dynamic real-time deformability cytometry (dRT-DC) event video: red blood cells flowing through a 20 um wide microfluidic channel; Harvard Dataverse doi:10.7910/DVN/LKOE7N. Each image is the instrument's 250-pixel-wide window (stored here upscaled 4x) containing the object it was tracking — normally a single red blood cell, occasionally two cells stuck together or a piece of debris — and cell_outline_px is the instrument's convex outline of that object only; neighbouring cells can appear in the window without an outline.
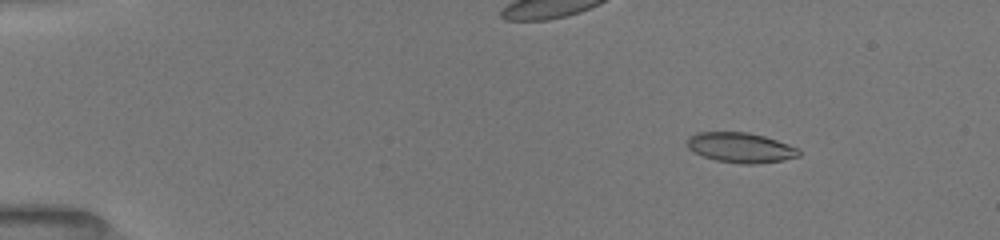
{"species": "common noctule bat (a hibernating species)", "species_latin": "Nyctalus noctula", "temperature_condition": "room temperature", "stored_images_in_passage": 53, "camera_frame_rate_fps": 3000, "um_per_image_px": 0.085, "animal": {"sex": "female", "body_mass_g": 19.5, "forearm_length_mm": 54.1}, "frame": {"image": 1, "passage_image": 8, "time_ms": 2.333, "image_size_px": [1000, 240], "cell_outline_px": [[800, 156], [784, 160], [756, 164], [740, 164], [716, 160], [704, 156], [688, 148], [688, 136], [696, 132], [748, 132], [764, 136], [800, 148]], "centroid_in_image_um": [62.98, 12.54], "position_along_channel_um": 22.0, "area_um2": 19.59}}
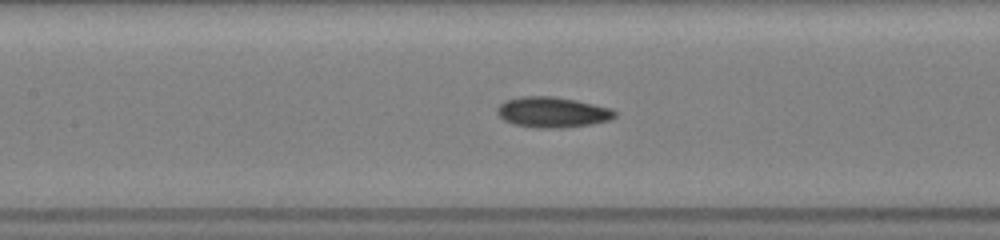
{"frame": {"image": 2, "passage_image": 26, "time_ms": 8.333, "image_size_px": [1000, 240], "cell_outline_px": [[616, 116], [608, 120], [592, 124], [560, 128], [540, 128], [512, 124], [504, 120], [496, 112], [496, 108], [500, 104], [508, 100], [524, 96], [552, 96], [576, 100], [612, 108], [616, 112]], "centroid_in_image_um": [46.96, 9.54], "position_along_channel_um": 160.4, "area_um2": 20.87}}
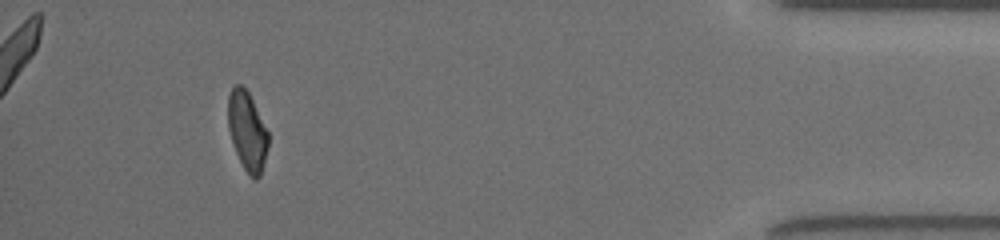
{"frame": {"image": 3, "passage_image": 49, "time_ms": 16.0, "image_size_px": [1000, 240], "cell_outline_px": [[268, 148], [260, 176], [256, 180], [244, 168], [232, 144], [228, 128], [228, 96], [232, 88], [236, 84], [240, 84], [248, 92], [268, 132]], "centroid_in_image_um": [21.0, 11.13], "position_along_channel_um": 414.2, "area_um2": 18.21}, "authors_computed_cell_mechanics": {"area_um2": 19.7676, "velocity_mm_per_s": 4.0194, "shape_relaxation_time_tau1_ms": 6.5525, "shape_relaxation_time_tau2_ms": 2.0115, "deformation_change_tau1": 0.168, "deformation_change_tau2": 0.0833}}